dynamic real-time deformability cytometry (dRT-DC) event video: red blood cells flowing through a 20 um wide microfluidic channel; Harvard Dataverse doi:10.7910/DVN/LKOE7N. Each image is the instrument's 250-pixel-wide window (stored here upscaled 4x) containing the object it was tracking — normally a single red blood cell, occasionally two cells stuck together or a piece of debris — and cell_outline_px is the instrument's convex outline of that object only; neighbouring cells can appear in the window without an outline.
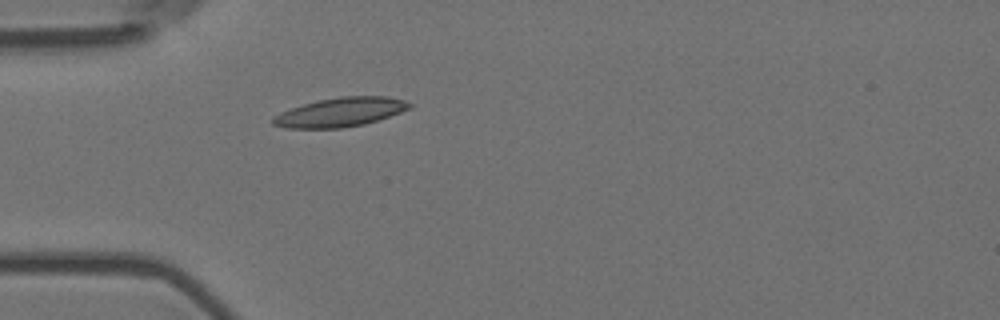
{"species": "Egyptian fruit bat (a non-hibernating species)", "species_latin": "Rousettus aegyptiacus", "temperature_condition": "room temperature", "stored_images_in_passage": 1, "camera_frame_rate_fps": 3000, "um_per_image_px": 0.085, "animal": {"sex": "female"}, "frame": {"image": 1, "passage_image": 1, "time_ms": 0.0, "image_size_px": [1000, 320], "cell_outline_px": [[412, 108], [364, 124], [340, 128], [288, 128], [272, 124], [272, 116], [280, 112], [304, 104], [320, 100], [340, 96], [388, 96], [404, 100], [412, 104]], "centroid_in_image_um": [28.93, 9.53], "position_along_channel_um": 56.1, "area_um2": 22.95}}